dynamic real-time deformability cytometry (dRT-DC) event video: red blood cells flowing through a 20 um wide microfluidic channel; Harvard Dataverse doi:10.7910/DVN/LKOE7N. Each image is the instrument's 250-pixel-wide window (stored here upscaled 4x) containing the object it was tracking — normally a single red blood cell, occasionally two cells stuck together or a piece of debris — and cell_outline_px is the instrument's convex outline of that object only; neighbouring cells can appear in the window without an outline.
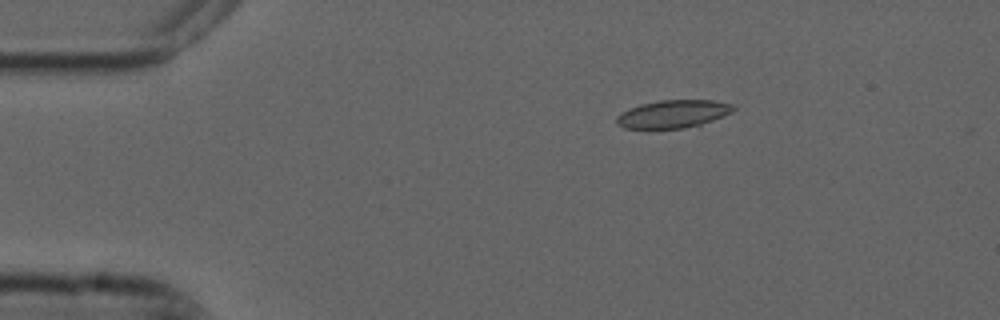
{"species": "common noctule bat (a hibernating species)", "species_latin": "Nyctalus noctula", "temperature_condition": "cold", "stored_images_in_passage": 5, "camera_frame_rate_fps": 3000, "um_per_image_px": 0.085, "animal": {"sex": "male", "forearm_length_mm": 52.5}, "frame": {"image": 1, "passage_image": 3, "time_ms": 0.667, "image_size_px": [1000, 320], "cell_outline_px": [[736, 108], [732, 112], [712, 120], [700, 124], [684, 128], [624, 128], [616, 124], [616, 116], [640, 104], [660, 100], [712, 100], [736, 104]], "centroid_in_image_um": [57.24, 9.67], "position_along_channel_um": 27.8, "area_um2": 18.79}}
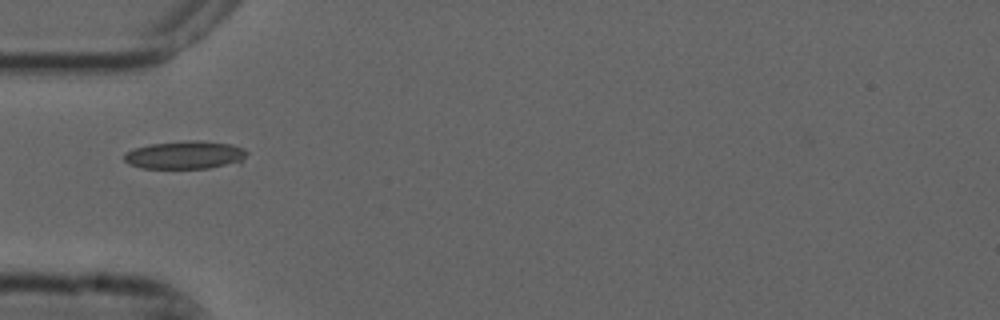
{"frame": {"image": 2, "passage_image": 5, "time_ms": 1.333, "image_size_px": [1000, 320], "cell_outline_px": [[248, 152], [244, 160], [240, 164], [208, 168], [140, 168], [128, 164], [124, 160], [124, 156], [132, 148], [148, 144], [188, 140], [196, 140], [232, 144], [244, 148]], "centroid_in_image_um": [15.79, 13.18], "position_along_channel_um": 69.2, "area_um2": 20.46}}